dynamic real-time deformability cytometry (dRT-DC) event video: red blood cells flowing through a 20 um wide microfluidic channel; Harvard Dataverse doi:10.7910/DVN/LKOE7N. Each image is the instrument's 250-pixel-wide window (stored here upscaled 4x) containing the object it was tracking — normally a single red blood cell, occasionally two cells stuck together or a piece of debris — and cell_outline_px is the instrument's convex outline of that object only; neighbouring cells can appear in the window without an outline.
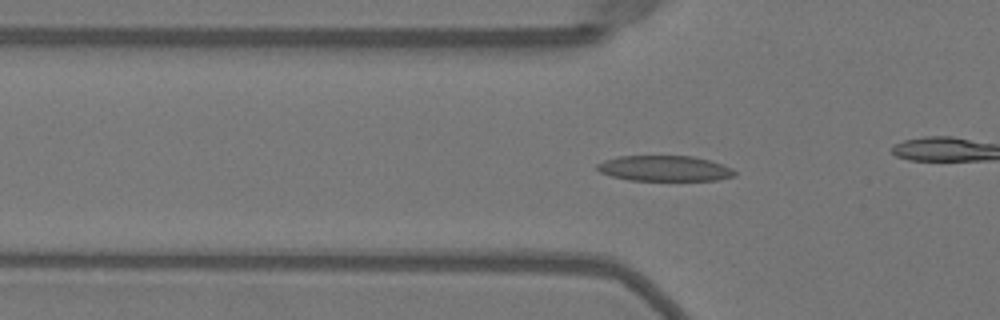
{"species": "Egyptian fruit bat (a non-hibernating species)", "species_latin": "Rousettus aegyptiacus", "temperature_condition": "warm", "stored_images_in_passage": 47, "camera_frame_rate_fps": 3000, "um_per_image_px": 0.085, "animal": {"sex": "female"}, "frame": {"image": 1, "passage_image": 12, "time_ms": 3.667, "image_size_px": [1000, 320], "cell_outline_px": [[736, 176], [716, 180], [628, 180], [612, 176], [600, 172], [596, 168], [596, 164], [604, 160], [620, 156], [692, 156], [708, 160], [732, 168], [736, 172]], "centroid_in_image_um": [56.47, 14.32], "position_along_channel_um": 69.3, "area_um2": 20.35}}
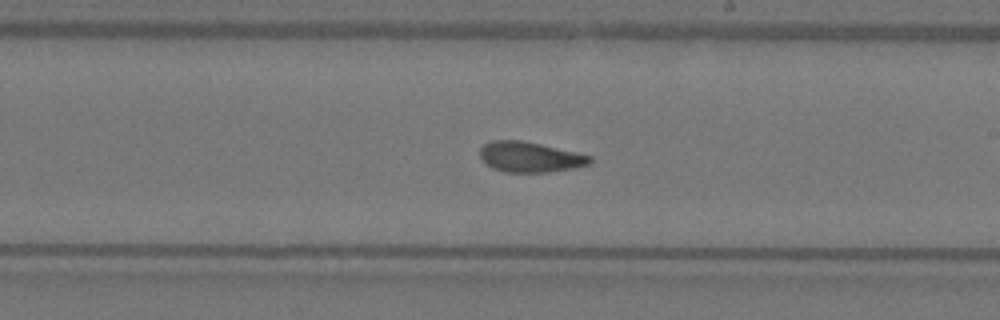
{"frame": {"image": 2, "passage_image": 25, "time_ms": 8.0, "image_size_px": [1000, 320], "cell_outline_px": [[592, 164], [572, 168], [548, 172], [504, 172], [492, 168], [480, 156], [480, 148], [484, 144], [492, 140], [520, 140], [540, 144], [576, 152], [592, 156]], "centroid_in_image_um": [45.06, 13.34], "position_along_channel_um": 243.9, "area_um2": 19.36}}
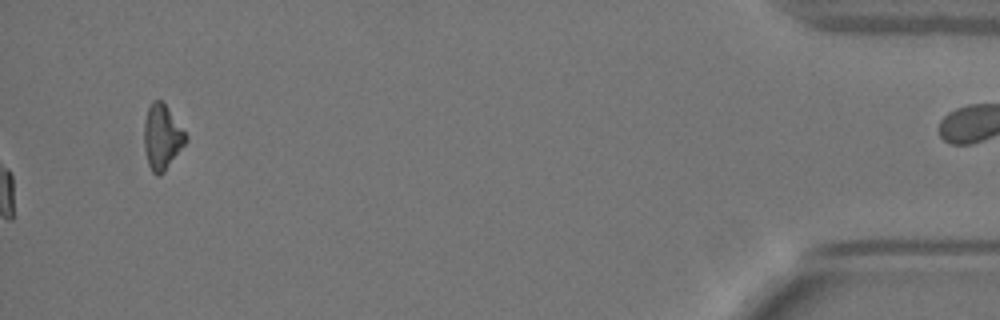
{"frame": {"image": 3, "passage_image": 47, "time_ms": 15.333, "image_size_px": [1000, 320], "cell_outline_px": [[188, 140], [164, 172], [160, 176], [156, 176], [152, 172], [148, 164], [144, 148], [144, 120], [148, 108], [152, 100], [160, 100], [168, 108], [188, 136]], "centroid_in_image_um": [13.77, 11.67], "position_along_channel_um": 421.4, "area_um2": 15.84}, "authors_computed_cell_mechanics": {"area_um2": 19.652, "velocity_mm_per_s": 4.0243, "shape_relaxation_time_tau1_ms": null, "shape_relaxation_time_tau2_ms": 1.7468, "deformation_change_tau1": null, "deformation_change_tau2": 0.0753}}